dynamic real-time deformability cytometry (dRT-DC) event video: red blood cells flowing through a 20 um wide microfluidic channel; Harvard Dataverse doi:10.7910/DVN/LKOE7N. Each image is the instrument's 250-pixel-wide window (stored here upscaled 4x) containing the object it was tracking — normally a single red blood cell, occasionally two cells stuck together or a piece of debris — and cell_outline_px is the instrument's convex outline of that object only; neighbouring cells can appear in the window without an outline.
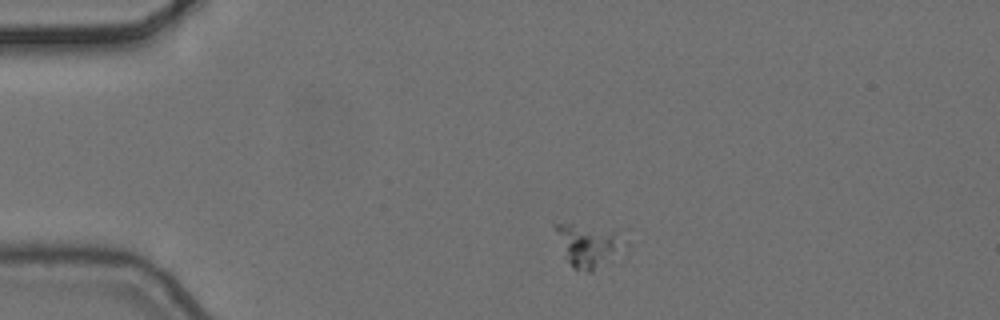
{"species": "common noctule bat (a hibernating species)", "species_latin": "Nyctalus noctula", "temperature_condition": "cold", "stored_images_in_passage": 4, "camera_frame_rate_fps": 3000, "um_per_image_px": 0.085, "animal": {"sex": "female", "body_mass_g": 24.6, "forearm_length_mm": 56.2}, "frame": {"image": 1, "passage_image": 1, "time_ms": 0.0, "image_size_px": [1000, 320], "cell_outline_px": [[628, 256], [624, 260], [592, 272], [588, 272], [572, 268], [568, 260], [552, 224], [552, 220], [616, 232], [628, 240]], "centroid_in_image_um": [50.21, 20.93], "position_along_channel_um": 34.8, "area_um2": 18.67}}
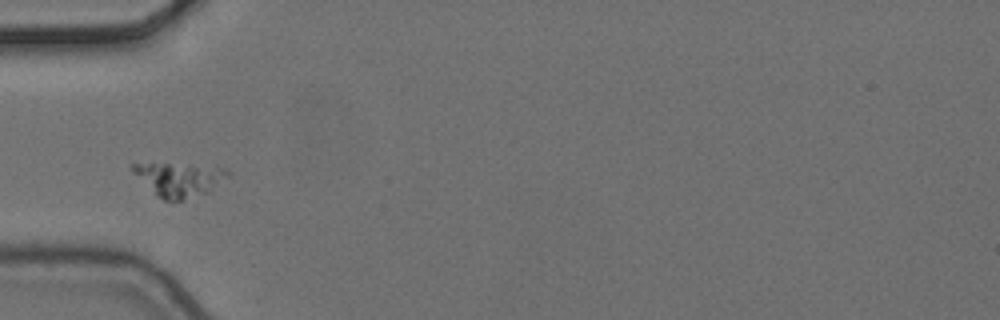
{"frame": {"image": 2, "passage_image": 3, "time_ms": 0.667, "image_size_px": [1000, 320], "cell_outline_px": [[232, 172], [228, 176], [208, 192], [184, 200], [164, 200], [156, 196], [132, 172], [128, 164], [216, 164], [228, 168]], "centroid_in_image_um": [15.29, 15.21], "position_along_channel_um": 69.7, "area_um2": 19.13}}
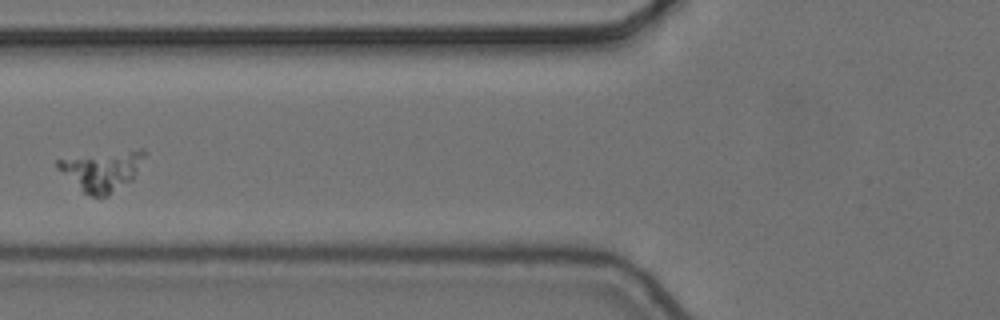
{"frame": {"image": 3, "passage_image": 4, "time_ms": 1.0, "image_size_px": [1000, 320], "cell_outline_px": [[148, 152], [132, 180], [108, 196], [92, 196], [80, 192], [56, 168], [56, 160], [140, 148], [144, 148]], "centroid_in_image_um": [8.68, 14.52], "position_along_channel_um": 117.1, "area_um2": 20.4}}